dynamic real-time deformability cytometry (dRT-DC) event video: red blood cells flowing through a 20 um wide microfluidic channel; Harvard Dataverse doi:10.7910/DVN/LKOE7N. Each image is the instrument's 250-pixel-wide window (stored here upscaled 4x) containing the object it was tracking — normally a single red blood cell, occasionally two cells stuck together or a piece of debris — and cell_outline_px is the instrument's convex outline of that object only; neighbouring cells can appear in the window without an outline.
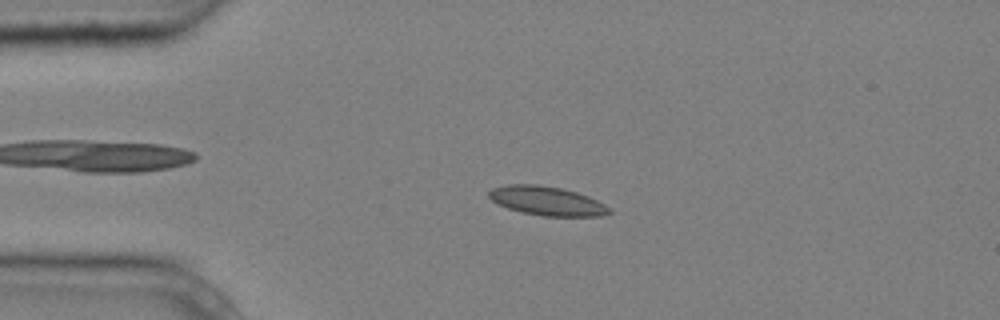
{"species": "common noctule bat (a hibernating species)", "species_latin": "Nyctalus noctula", "temperature_condition": "cold", "stored_images_in_passage": 5, "camera_frame_rate_fps": 3000, "um_per_image_px": 0.085, "animal": {"sex": "male", "body_mass_g": 20.4}, "frame": {"image": 1, "passage_image": 3, "time_ms": 0.667, "image_size_px": [1000, 320], "cell_outline_px": [[612, 212], [600, 216], [544, 216], [524, 212], [508, 208], [492, 200], [488, 196], [488, 192], [492, 188], [508, 184], [536, 184], [564, 188], [588, 196], [612, 208]], "centroid_in_image_um": [46.51, 17.07], "position_along_channel_um": 38.5, "area_um2": 20.29}}
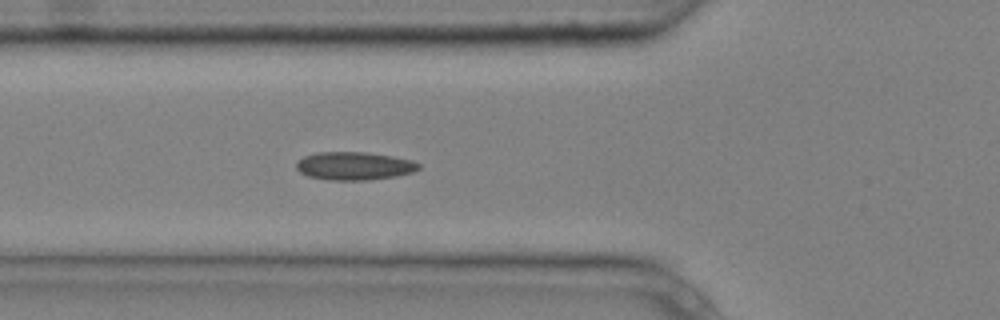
{"frame": {"image": 2, "passage_image": 5, "time_ms": 1.333, "image_size_px": [1000, 320], "cell_outline_px": [[420, 168], [412, 172], [396, 176], [368, 180], [328, 180], [308, 176], [300, 172], [296, 168], [296, 160], [304, 156], [316, 152], [368, 152], [392, 156], [412, 160], [420, 164]], "centroid_in_image_um": [30.08, 14.1], "position_along_channel_um": 95.7, "area_um2": 20.17}}